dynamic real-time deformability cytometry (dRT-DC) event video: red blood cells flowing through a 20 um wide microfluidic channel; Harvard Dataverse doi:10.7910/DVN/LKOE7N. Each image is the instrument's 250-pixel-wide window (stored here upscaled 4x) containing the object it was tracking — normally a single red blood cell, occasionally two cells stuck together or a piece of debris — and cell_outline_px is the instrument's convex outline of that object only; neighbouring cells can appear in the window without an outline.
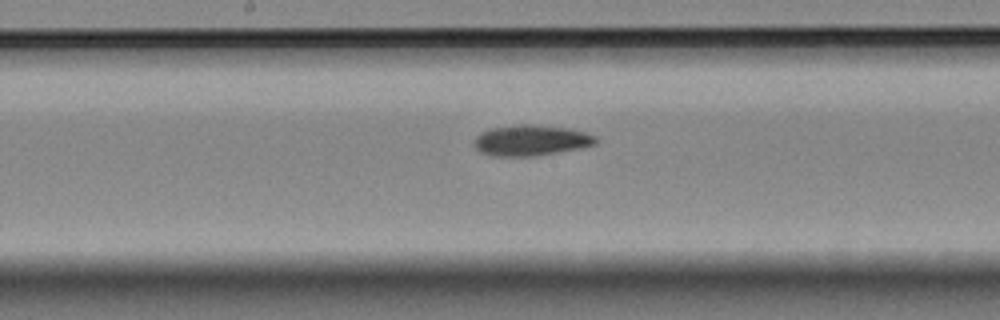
{"species": "Egyptian fruit bat (a non-hibernating species)", "species_latin": "Rousettus aegyptiacus", "temperature_condition": "room temperature", "stored_images_in_passage": 8, "segment_of_instrument_passage": [2, 2], "camera_frame_rate_fps": 3000, "um_per_image_px": 0.085, "animal": {"sex": "female"}, "frame": {"image": 1, "passage_image": 8, "time_ms": 8.0, "image_size_px": [1000, 320], "cell_outline_px": [[600, 140], [596, 144], [580, 148], [536, 156], [492, 156], [480, 152], [476, 148], [476, 136], [480, 132], [492, 128], [516, 124], [528, 124], [568, 128], [584, 132], [596, 136]], "centroid_in_image_um": [45.16, 11.93], "position_along_channel_um": 203.0, "area_um2": 21.79}}